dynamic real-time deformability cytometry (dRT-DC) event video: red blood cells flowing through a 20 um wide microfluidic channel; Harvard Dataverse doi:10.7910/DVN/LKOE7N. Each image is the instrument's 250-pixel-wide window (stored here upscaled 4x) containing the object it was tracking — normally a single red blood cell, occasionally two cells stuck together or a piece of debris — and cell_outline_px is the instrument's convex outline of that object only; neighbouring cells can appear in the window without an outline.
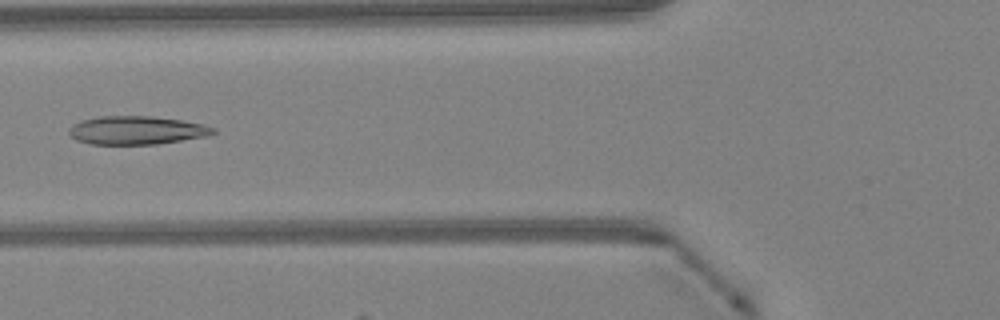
{"species": "Egyptian fruit bat (a non-hibernating species)", "species_latin": "Rousettus aegyptiacus", "temperature_condition": "warm", "stored_images_in_passage": 48, "camera_frame_rate_fps": 3000, "um_per_image_px": 0.085, "animal": {"sex": "female"}, "frame": {"image": 1, "passage_image": 19, "time_ms": 6.0, "image_size_px": [1000, 320], "cell_outline_px": [[216, 132], [208, 136], [156, 144], [92, 144], [76, 140], [68, 132], [68, 128], [80, 120], [100, 116], [152, 116], [180, 120], [204, 124], [216, 128]], "centroid_in_image_um": [11.62, 11.07], "position_along_channel_um": 114.2, "area_um2": 23.87}}
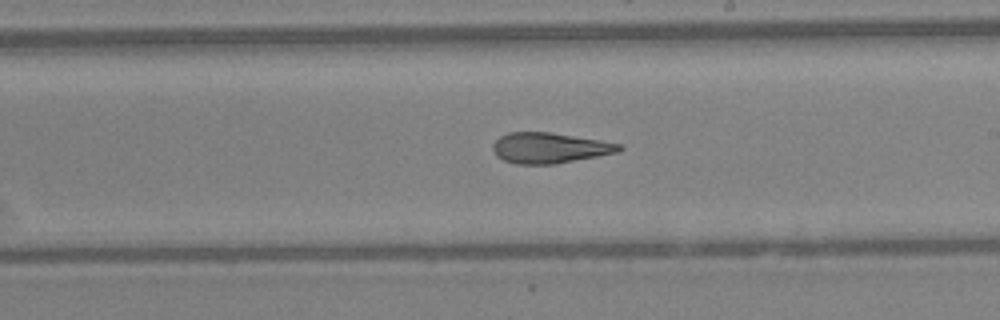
{"frame": {"image": 2, "passage_image": 28, "time_ms": 9.0, "image_size_px": [1000, 320], "cell_outline_px": [[624, 148], [616, 152], [556, 164], [516, 164], [504, 160], [496, 156], [492, 148], [492, 144], [500, 136], [508, 132], [548, 132], [600, 140], [624, 144]], "centroid_in_image_um": [46.69, 12.57], "position_along_channel_um": 242.3, "area_um2": 22.43}}
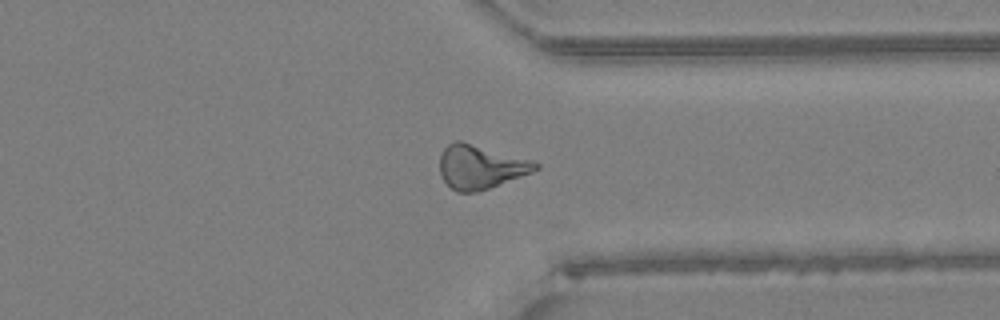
{"frame": {"image": 3, "passage_image": 37, "time_ms": 12.0, "image_size_px": [1000, 320], "cell_outline_px": [[540, 168], [532, 172], [488, 188], [476, 192], [456, 192], [440, 176], [440, 156], [444, 148], [448, 144], [456, 140], [460, 140], [532, 160], [540, 164]], "centroid_in_image_um": [40.83, 14.17], "position_along_channel_um": 370.6, "area_um2": 24.28}, "authors_computed_cell_mechanics": {"area_um2": 23.9581, "velocity_mm_per_s": 4.2812, "shape_relaxation_time_tau1_ms": null, "shape_relaxation_time_tau2_ms": 3.1306, "deformation_change_tau1": null, "deformation_change_tau2": 0.128}}